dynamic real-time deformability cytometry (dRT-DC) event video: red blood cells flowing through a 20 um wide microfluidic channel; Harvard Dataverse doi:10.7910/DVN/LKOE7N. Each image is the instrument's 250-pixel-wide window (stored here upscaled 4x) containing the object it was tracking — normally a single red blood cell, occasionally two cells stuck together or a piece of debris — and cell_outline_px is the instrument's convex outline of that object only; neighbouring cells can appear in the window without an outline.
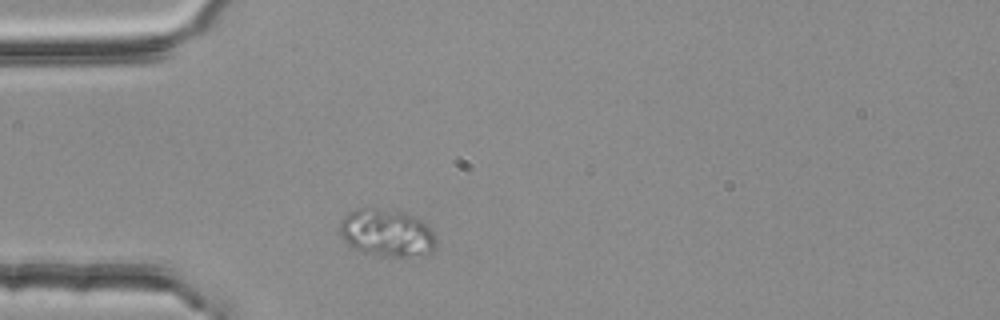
{"species": "common noctule bat (a hibernating species)", "species_latin": "Nyctalus noctula", "temperature_condition": "room temperature", "stored_images_in_passage": 1, "camera_frame_rate_fps": 3000, "um_per_image_px": 0.085, "animal": {"sex": "female", "body_mass_g": 25.1}, "frame": {"image": 1, "passage_image": 1, "time_ms": 0.0, "image_size_px": [1000, 320], "cell_outline_px": [[436, 244], [428, 256], [392, 256], [360, 252], [352, 248], [344, 240], [340, 232], [340, 220], [348, 212], [356, 208], [380, 208], [408, 212], [428, 224], [436, 240]], "centroid_in_image_um": [32.89, 19.78], "position_along_channel_um": 52.1, "area_um2": 27.05}}